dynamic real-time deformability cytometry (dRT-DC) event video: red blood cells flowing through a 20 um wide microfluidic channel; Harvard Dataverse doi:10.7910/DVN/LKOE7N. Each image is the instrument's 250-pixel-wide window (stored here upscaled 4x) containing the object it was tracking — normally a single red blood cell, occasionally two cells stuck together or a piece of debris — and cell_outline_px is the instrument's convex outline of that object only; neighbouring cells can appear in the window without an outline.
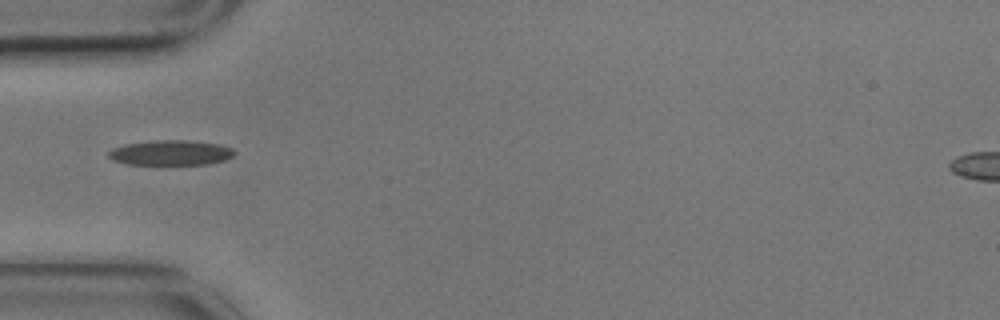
{"species": "common noctule bat (a hibernating species)", "species_latin": "Nyctalus noctula", "temperature_condition": "cold", "stored_images_in_passage": 10, "camera_frame_rate_fps": 3000, "um_per_image_px": 0.085, "animal": {"sex": "male", "body_mass_g": 17.9}, "frame": {"image": 1, "passage_image": 4, "time_ms": 1.0, "image_size_px": [1000, 320], "cell_outline_px": [[236, 152], [232, 156], [224, 160], [204, 164], [124, 164], [112, 160], [108, 156], [108, 152], [112, 148], [124, 144], [156, 140], [184, 140], [220, 144], [232, 148]], "centroid_in_image_um": [14.47, 12.98], "position_along_channel_um": 70.5, "area_um2": 18.32}}